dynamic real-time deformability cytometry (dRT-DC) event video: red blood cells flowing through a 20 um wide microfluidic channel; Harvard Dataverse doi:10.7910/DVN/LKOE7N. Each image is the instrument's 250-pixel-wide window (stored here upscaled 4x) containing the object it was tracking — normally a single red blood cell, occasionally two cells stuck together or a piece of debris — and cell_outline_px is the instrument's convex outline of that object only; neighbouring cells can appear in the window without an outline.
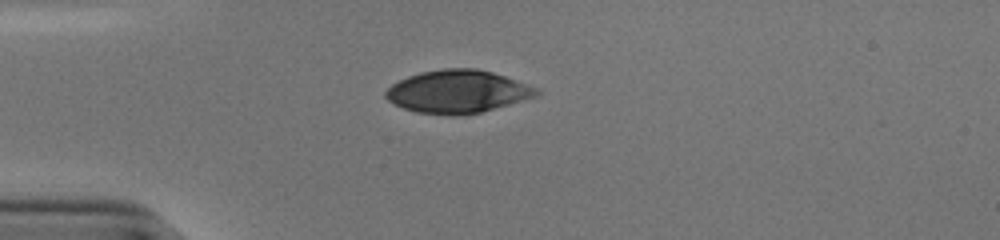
{"species": "human", "species_latin": "Homo sapiens", "temperature_condition": "cold", "stored_images_in_passage": 40, "camera_frame_rate_fps": 3000, "um_per_image_px": 0.085, "donor": {"sex": "male"}, "frame": {"image": 1, "passage_image": 1, "time_ms": 0.0, "image_size_px": [1000, 240], "cell_outline_px": [[540, 92], [536, 96], [480, 112], [452, 116], [416, 112], [404, 108], [388, 100], [384, 96], [384, 92], [392, 84], [408, 76], [420, 72], [444, 68], [476, 68], [492, 72], [504, 76], [536, 88]], "centroid_in_image_um": [38.85, 7.78], "position_along_channel_um": 46.2, "area_um2": 37.22}}
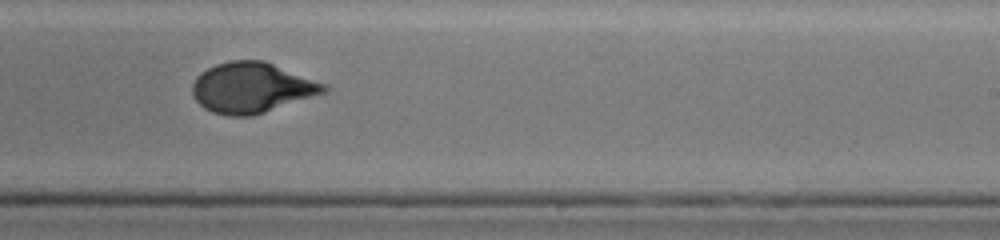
{"frame": {"image": 2, "passage_image": 20, "time_ms": 6.333, "image_size_px": [1000, 240], "cell_outline_px": [[328, 92], [252, 116], [228, 116], [212, 112], [204, 108], [192, 96], [192, 84], [196, 76], [200, 72], [216, 64], [228, 60], [264, 60], [328, 84]], "centroid_in_image_um": [21.41, 7.45], "position_along_channel_um": 267.6, "area_um2": 39.02}}
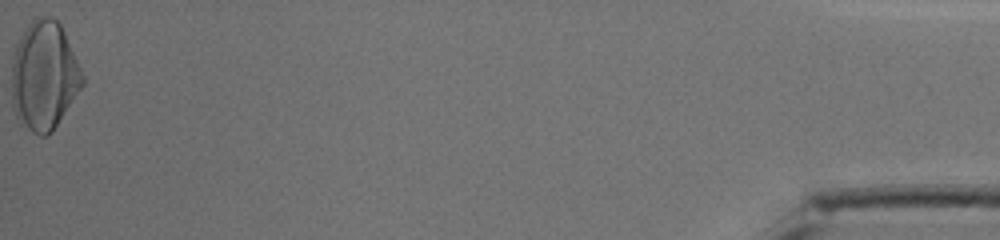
{"frame": {"image": 3, "passage_image": 40, "time_ms": 13.0, "image_size_px": [1000, 240], "cell_outline_px": [[84, 84], [52, 132], [48, 136], [40, 136], [32, 132], [20, 124], [16, 120], [12, 108], [12, 60], [20, 36], [28, 24], [36, 16], [52, 16], [60, 24], [64, 32], [84, 76]], "centroid_in_image_um": [3.73, 6.47], "position_along_channel_um": 431.5, "area_um2": 45.08}, "authors_computed_cell_mechanics": {"area_um2": 38.4948, "velocity_mm_per_s": 3.853, "shape_relaxation_time_tau1_ms": 5.3878, "shape_relaxation_time_tau2_ms": null, "deformation_change_tau1": 0.2211, "deformation_change_tau2": null}}